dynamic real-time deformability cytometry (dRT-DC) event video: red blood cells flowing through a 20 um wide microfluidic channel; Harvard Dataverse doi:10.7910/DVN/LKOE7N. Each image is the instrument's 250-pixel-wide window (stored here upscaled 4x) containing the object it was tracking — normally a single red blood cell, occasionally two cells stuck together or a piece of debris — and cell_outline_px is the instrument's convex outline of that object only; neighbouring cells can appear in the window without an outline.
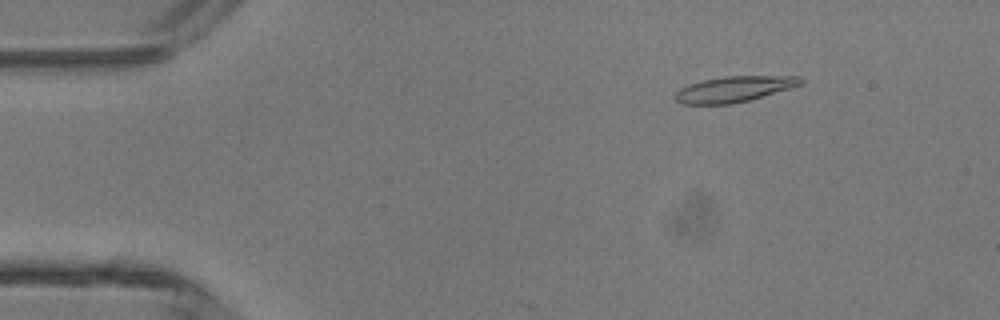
{"species": "common noctule bat (a hibernating species)", "species_latin": "Nyctalus noctula", "temperature_condition": "room temperature", "stored_images_in_passage": 11, "camera_frame_rate_fps": 3000, "um_per_image_px": 0.085, "animal": {"sex": "male", "body_mass_g": 13.3}, "frame": {"image": 1, "passage_image": 7, "time_ms": 2.0, "image_size_px": [1000, 320], "cell_outline_px": [[804, 80], [800, 84], [792, 88], [748, 100], [732, 104], [680, 104], [676, 100], [676, 92], [680, 88], [704, 80], [724, 76], [800, 76]], "centroid_in_image_um": [62.42, 7.57], "position_along_channel_um": 22.6, "area_um2": 18.61}}